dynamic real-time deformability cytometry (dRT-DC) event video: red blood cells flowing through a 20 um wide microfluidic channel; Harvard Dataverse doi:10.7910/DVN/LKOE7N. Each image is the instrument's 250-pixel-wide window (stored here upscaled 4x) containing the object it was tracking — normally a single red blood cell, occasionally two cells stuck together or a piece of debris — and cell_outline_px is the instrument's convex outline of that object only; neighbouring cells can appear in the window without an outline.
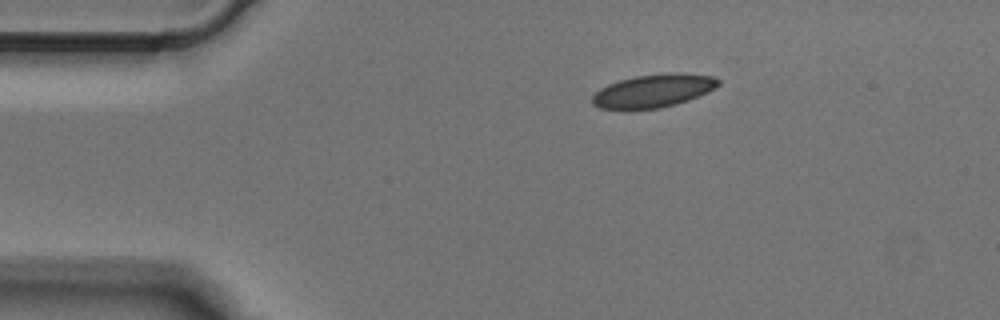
{"species": "Egyptian fruit bat (a non-hibernating species)", "species_latin": "Rousettus aegyptiacus", "temperature_condition": "cold", "stored_images_in_passage": 3, "camera_frame_rate_fps": 3000, "um_per_image_px": 0.085, "animal": {"sex": "male"}, "frame": {"image": 1, "passage_image": 1, "time_ms": 0.0, "image_size_px": [1000, 320], "cell_outline_px": [[720, 84], [716, 88], [708, 92], [688, 100], [676, 104], [660, 108], [624, 112], [600, 108], [592, 104], [592, 96], [600, 88], [608, 84], [620, 80], [636, 76], [668, 72], [684, 72], [712, 76], [720, 80]], "centroid_in_image_um": [55.51, 7.75], "position_along_channel_um": 29.5, "area_um2": 25.14}}
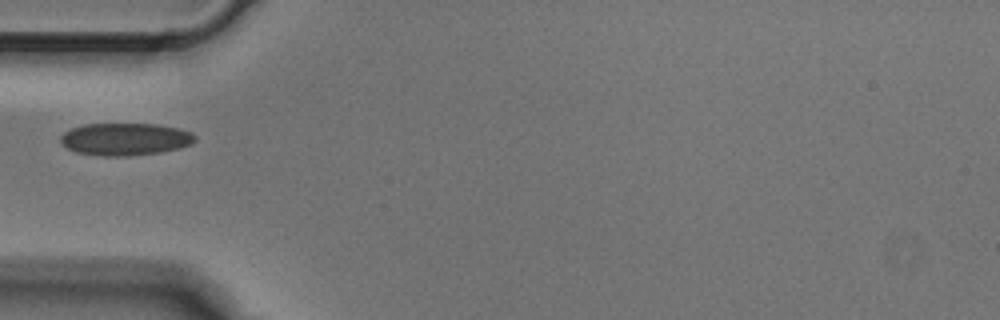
{"frame": {"image": 2, "passage_image": 3, "time_ms": 0.667, "image_size_px": [1000, 320], "cell_outline_px": [[196, 140], [192, 144], [180, 148], [160, 152], [128, 156], [100, 156], [76, 152], [68, 148], [60, 140], [60, 136], [64, 132], [72, 128], [84, 124], [156, 124], [176, 128], [188, 132], [196, 136]], "centroid_in_image_um": [10.63, 11.83], "position_along_channel_um": 74.4, "area_um2": 25.26}}